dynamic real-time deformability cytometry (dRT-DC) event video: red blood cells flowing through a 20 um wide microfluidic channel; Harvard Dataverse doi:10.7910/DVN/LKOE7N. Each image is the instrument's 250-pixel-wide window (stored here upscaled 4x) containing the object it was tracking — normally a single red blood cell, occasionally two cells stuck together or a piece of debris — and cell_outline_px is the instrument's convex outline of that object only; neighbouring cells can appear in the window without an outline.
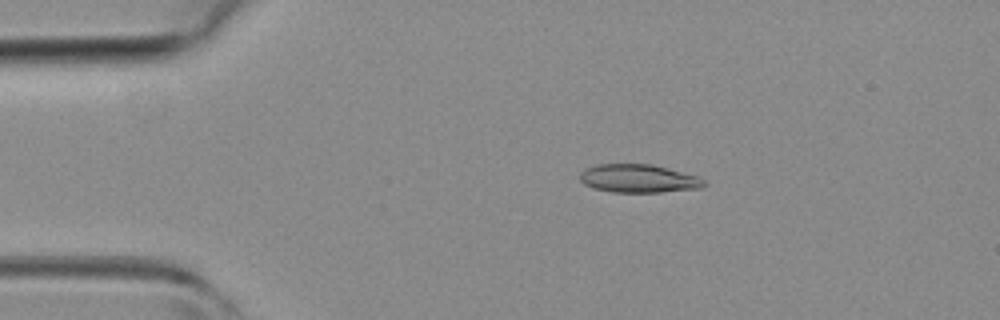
{"species": "common noctule bat (a hibernating species)", "species_latin": "Nyctalus noctula", "temperature_condition": "room temperature", "stored_images_in_passage": 17, "camera_frame_rate_fps": 3000, "um_per_image_px": 0.085, "animal": {"sex": "female", "body_mass_g": 19.3, "forearm_length_mm": 54.1}, "frame": {"image": 1, "passage_image": 2, "time_ms": 0.333, "image_size_px": [1000, 320], "cell_outline_px": [[708, 184], [700, 188], [660, 192], [612, 192], [596, 188], [584, 184], [580, 180], [580, 172], [584, 168], [596, 164], [652, 164], [668, 168], [696, 176], [704, 180]], "centroid_in_image_um": [54.26, 15.17], "position_along_channel_um": 30.7, "area_um2": 20.4}}
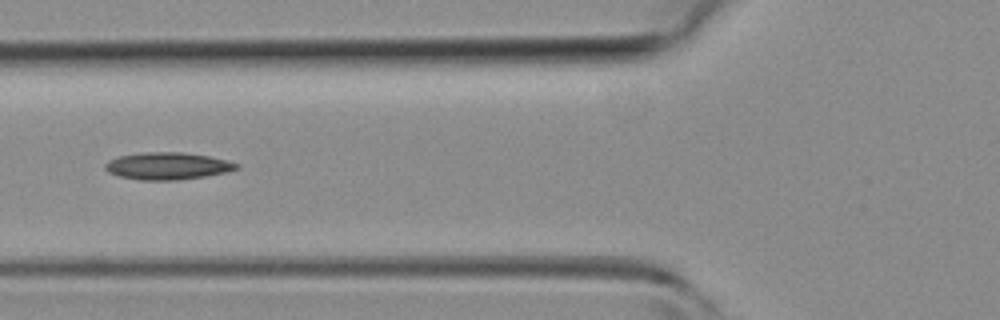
{"frame": {"image": 2, "passage_image": 10, "time_ms": 3.0, "image_size_px": [1000, 320], "cell_outline_px": [[240, 168], [228, 172], [180, 180], [140, 180], [120, 176], [108, 172], [104, 168], [104, 164], [108, 160], [120, 156], [144, 152], [184, 152], [208, 156], [240, 164]], "centroid_in_image_um": [14.24, 14.11], "position_along_channel_um": 111.6, "area_um2": 20.81}}
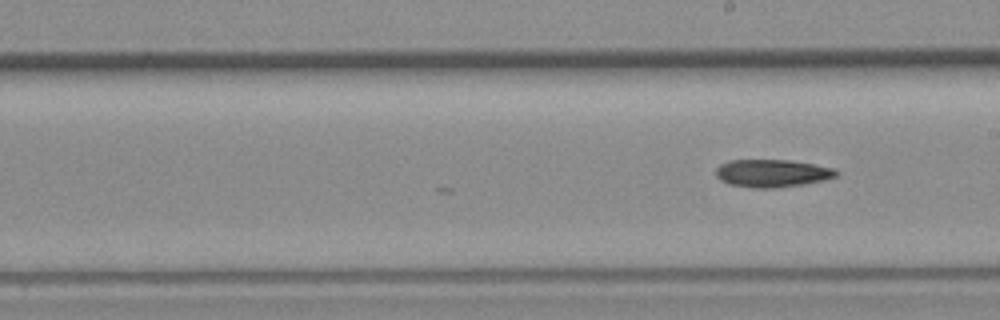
{"frame": {"image": 3, "passage_image": 17, "time_ms": 5.333, "image_size_px": [1000, 320], "cell_outline_px": [[840, 172], [836, 176], [824, 180], [804, 184], [776, 188], [752, 188], [728, 184], [720, 180], [716, 176], [716, 168], [720, 164], [728, 160], [788, 160], [836, 168]], "centroid_in_image_um": [65.62, 14.73], "position_along_channel_um": 223.4, "area_um2": 19.59}}